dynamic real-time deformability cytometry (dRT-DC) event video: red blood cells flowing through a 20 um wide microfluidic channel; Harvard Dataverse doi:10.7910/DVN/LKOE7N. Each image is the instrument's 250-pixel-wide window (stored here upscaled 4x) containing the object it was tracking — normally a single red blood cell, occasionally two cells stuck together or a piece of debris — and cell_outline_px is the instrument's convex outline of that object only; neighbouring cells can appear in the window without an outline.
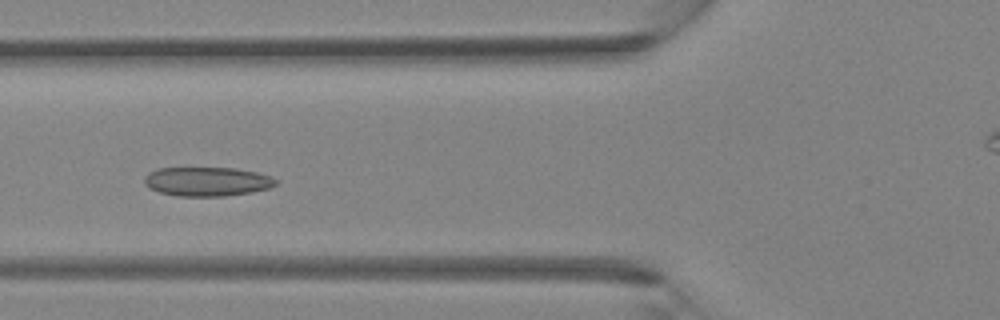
{"species": "Egyptian fruit bat (a non-hibernating species)", "species_latin": "Rousettus aegyptiacus", "temperature_condition": "room temperature", "stored_images_in_passage": 5, "camera_frame_rate_fps": 3000, "um_per_image_px": 0.085, "animal": {"sex": "female"}, "frame": {"image": 1, "passage_image": 5, "time_ms": 1.333, "image_size_px": [1000, 320], "cell_outline_px": [[280, 180], [276, 184], [268, 188], [252, 192], [224, 196], [176, 196], [160, 192], [148, 188], [144, 184], [144, 176], [148, 172], [156, 168], [236, 168], [256, 172], [272, 176]], "centroid_in_image_um": [17.59, 15.42], "position_along_channel_um": 108.2, "area_um2": 22.54}}